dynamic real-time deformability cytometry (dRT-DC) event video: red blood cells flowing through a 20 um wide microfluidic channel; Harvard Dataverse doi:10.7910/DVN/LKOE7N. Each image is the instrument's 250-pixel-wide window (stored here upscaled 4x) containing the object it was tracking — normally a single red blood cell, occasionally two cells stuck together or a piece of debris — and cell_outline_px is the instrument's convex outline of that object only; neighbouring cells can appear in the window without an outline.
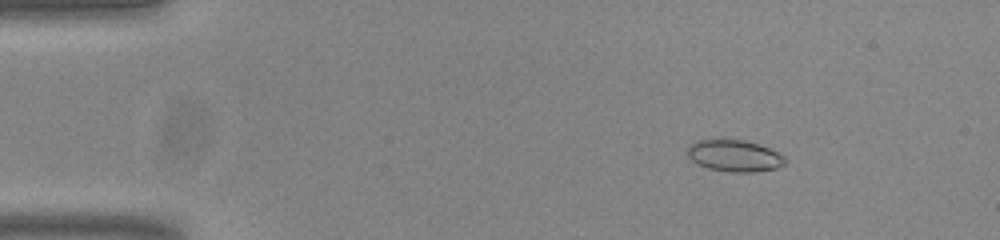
{"species": "common noctule bat (a hibernating species)", "species_latin": "Nyctalus noctula", "temperature_condition": "room temperature", "stored_images_in_passage": 54, "camera_frame_rate_fps": 3000, "um_per_image_px": 0.085, "animal": {"sex": "male", "body_mass_g": 20.0, "forearm_length_mm": 53.3}, "frame": {"image": 1, "passage_image": 8, "time_ms": 2.333, "image_size_px": [1000, 240], "cell_outline_px": [[784, 164], [776, 168], [752, 172], [732, 172], [708, 168], [696, 164], [688, 156], [688, 148], [696, 140], [720, 136], [744, 140], [768, 148], [784, 156]], "centroid_in_image_um": [62.35, 13.19], "position_along_channel_um": 22.6, "area_um2": 18.32}}
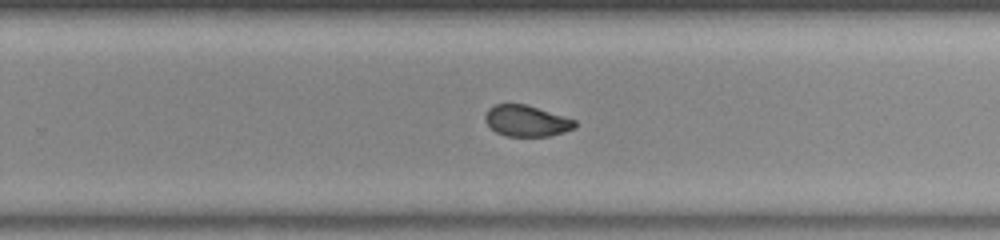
{"frame": {"image": 2, "passage_image": 35, "time_ms": 11.333, "image_size_px": [1000, 240], "cell_outline_px": [[576, 128], [564, 132], [548, 136], [504, 136], [496, 132], [484, 120], [484, 116], [488, 108], [496, 104], [524, 104], [576, 120]], "centroid_in_image_um": [44.74, 10.28], "position_along_channel_um": 285.1, "area_um2": 16.18}}
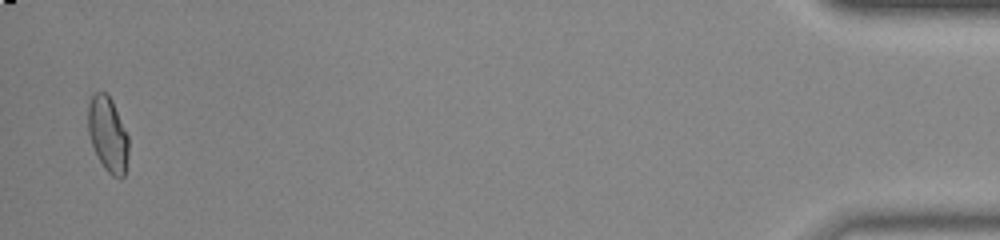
{"frame": {"image": 3, "passage_image": 53, "time_ms": 17.333, "image_size_px": [1000, 240], "cell_outline_px": [[128, 152], [124, 176], [120, 180], [112, 176], [104, 168], [92, 144], [88, 132], [88, 104], [92, 96], [96, 92], [104, 92], [112, 100], [128, 136]], "centroid_in_image_um": [9.17, 11.43], "position_along_channel_um": 426.0, "area_um2": 17.51}, "authors_computed_cell_mechanics": {"area_um2": 17.3111, "velocity_mm_per_s": 3.8246, "shape_relaxation_time_tau1_ms": null, "shape_relaxation_time_tau2_ms": 1.2365, "deformation_change_tau1": null, "deformation_change_tau2": 0.0481}}